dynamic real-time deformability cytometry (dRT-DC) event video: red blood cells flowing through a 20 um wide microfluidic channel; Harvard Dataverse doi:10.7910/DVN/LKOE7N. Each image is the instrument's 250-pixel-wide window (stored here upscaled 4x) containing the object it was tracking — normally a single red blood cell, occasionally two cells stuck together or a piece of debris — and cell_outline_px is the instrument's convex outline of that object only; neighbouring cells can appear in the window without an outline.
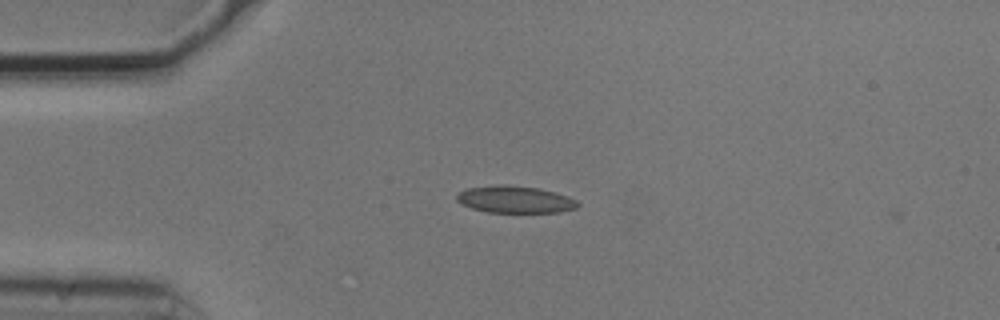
{"species": "common noctule bat (a hibernating species)", "species_latin": "Nyctalus noctula", "temperature_condition": "cold", "stored_images_in_passage": 5, "camera_frame_rate_fps": 3000, "um_per_image_px": 0.085, "animal": {"sex": "male", "body_mass_g": 20.5, "forearm_length_mm": 52.5}, "frame": {"image": 1, "passage_image": 4, "time_ms": 1.0, "image_size_px": [1000, 320], "cell_outline_px": [[580, 204], [576, 208], [560, 212], [488, 212], [472, 208], [456, 200], [456, 196], [460, 192], [468, 188], [500, 184], [508, 184], [540, 188], [556, 192], [568, 196], [576, 200]], "centroid_in_image_um": [43.82, 16.94], "position_along_channel_um": 41.2, "area_um2": 19.07}}